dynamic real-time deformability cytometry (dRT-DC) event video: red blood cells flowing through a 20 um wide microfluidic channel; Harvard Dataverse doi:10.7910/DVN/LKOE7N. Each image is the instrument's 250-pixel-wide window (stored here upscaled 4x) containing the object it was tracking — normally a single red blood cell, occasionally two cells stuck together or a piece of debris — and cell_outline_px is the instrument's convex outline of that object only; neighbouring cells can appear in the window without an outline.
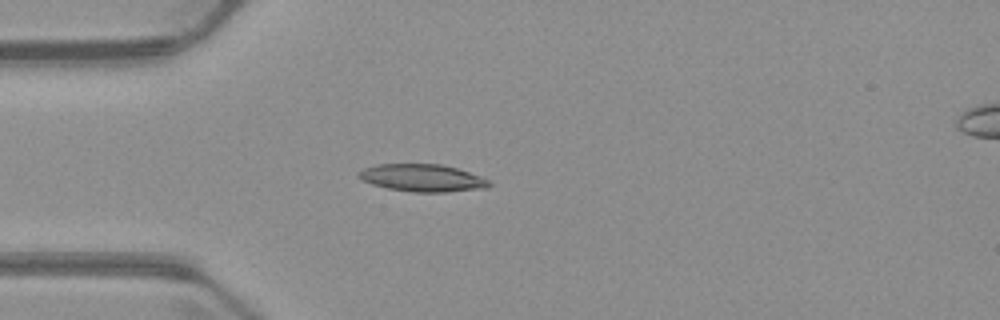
{"species": "common noctule bat (a hibernating species)", "species_latin": "Nyctalus noctula", "temperature_condition": "warm", "stored_images_in_passage": 4, "camera_frame_rate_fps": 3000, "um_per_image_px": 0.085, "animal": {"sex": "male", "body_mass_g": 23.1, "forearm_length_mm": 52.7}, "frame": {"image": 1, "passage_image": 3, "time_ms": 2.333, "image_size_px": [1000, 320], "cell_outline_px": [[492, 184], [488, 188], [448, 192], [412, 192], [388, 188], [372, 184], [356, 176], [356, 172], [364, 168], [376, 164], [440, 164], [456, 168], [480, 176], [488, 180]], "centroid_in_image_um": [35.89, 15.12], "position_along_channel_um": 49.1, "area_um2": 20.87}}